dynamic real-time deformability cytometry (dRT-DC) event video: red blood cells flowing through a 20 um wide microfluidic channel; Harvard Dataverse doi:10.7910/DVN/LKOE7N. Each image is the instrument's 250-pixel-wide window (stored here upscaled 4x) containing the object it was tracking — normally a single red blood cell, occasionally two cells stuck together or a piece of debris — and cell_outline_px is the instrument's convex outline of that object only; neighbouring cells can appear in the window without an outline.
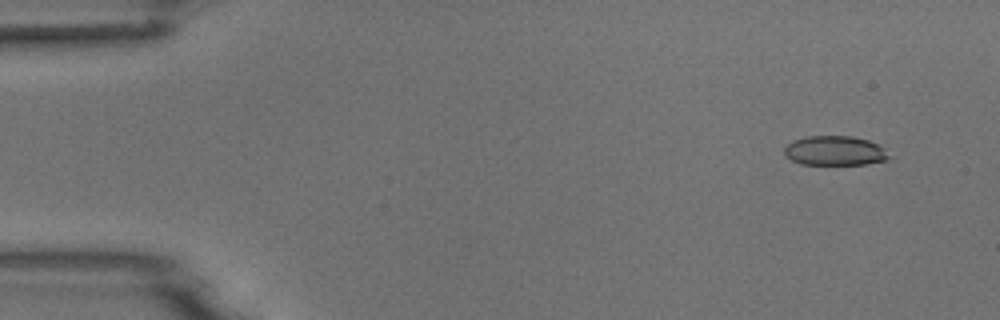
{"species": "common noctule bat (a hibernating species)", "species_latin": "Nyctalus noctula", "temperature_condition": "room temperature", "stored_images_in_passage": 4, "camera_frame_rate_fps": 3000, "um_per_image_px": 0.085, "animal": {"sex": "male", "body_mass_g": 18.8}, "frame": {"image": 1, "passage_image": 1, "time_ms": 0.0, "image_size_px": [1000, 320], "cell_outline_px": [[892, 156], [888, 160], [864, 164], [800, 164], [784, 156], [784, 148], [792, 140], [804, 136], [852, 136], [868, 140], [884, 148]], "centroid_in_image_um": [70.95, 12.81], "position_along_channel_um": 14.0, "area_um2": 18.15}}
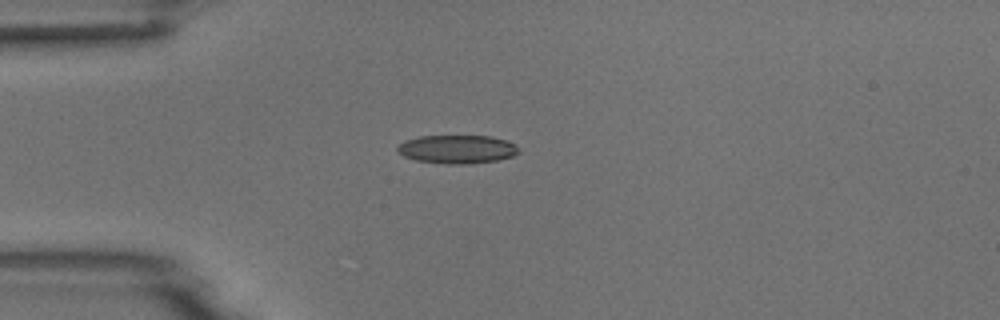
{"frame": {"image": 2, "passage_image": 4, "time_ms": 1.0, "image_size_px": [1000, 320], "cell_outline_px": [[520, 152], [512, 156], [496, 160], [464, 164], [448, 164], [416, 160], [404, 156], [396, 152], [396, 148], [404, 140], [420, 136], [492, 136], [508, 140], [516, 144], [520, 148]], "centroid_in_image_um": [38.87, 12.67], "position_along_channel_um": 46.1, "area_um2": 20.23}}